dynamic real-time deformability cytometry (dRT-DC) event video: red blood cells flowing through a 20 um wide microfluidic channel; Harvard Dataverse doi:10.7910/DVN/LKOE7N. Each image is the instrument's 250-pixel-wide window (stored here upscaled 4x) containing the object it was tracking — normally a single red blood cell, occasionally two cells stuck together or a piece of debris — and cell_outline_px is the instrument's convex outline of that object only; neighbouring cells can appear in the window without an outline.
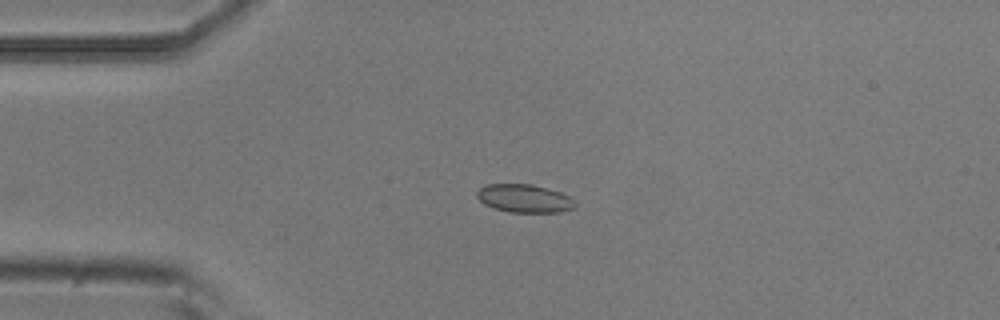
{"species": "common noctule bat (a hibernating species)", "species_latin": "Nyctalus noctula", "temperature_condition": "room temperature", "stored_images_in_passage": 1, "camera_frame_rate_fps": 3000, "um_per_image_px": 0.085, "animal": {"sex": "male", "body_mass_g": 20.5, "forearm_length_mm": 52.5}, "frame": {"image": 1, "passage_image": 1, "time_ms": 0.0, "image_size_px": [1000, 320], "cell_outline_px": [[576, 204], [572, 208], [560, 212], [508, 212], [492, 208], [484, 204], [476, 196], [476, 192], [480, 188], [488, 184], [532, 184], [560, 192], [568, 196]], "centroid_in_image_um": [44.52, 16.87], "position_along_channel_um": 40.5, "area_um2": 16.01}}